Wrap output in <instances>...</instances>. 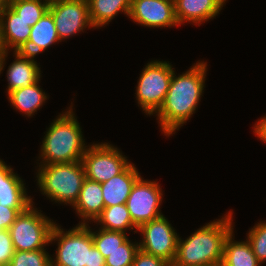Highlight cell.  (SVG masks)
I'll use <instances>...</instances> for the list:
<instances>
[{"mask_svg":"<svg viewBox=\"0 0 266 266\" xmlns=\"http://www.w3.org/2000/svg\"><path fill=\"white\" fill-rule=\"evenodd\" d=\"M86 178L103 183L120 174L129 164L116 147L108 143L93 144L82 157Z\"/></svg>","mask_w":266,"mask_h":266,"instance_id":"8","label":"cell"},{"mask_svg":"<svg viewBox=\"0 0 266 266\" xmlns=\"http://www.w3.org/2000/svg\"><path fill=\"white\" fill-rule=\"evenodd\" d=\"M233 231L224 242V251L220 266H259L261 263L254 255L248 240L235 242Z\"/></svg>","mask_w":266,"mask_h":266,"instance_id":"20","label":"cell"},{"mask_svg":"<svg viewBox=\"0 0 266 266\" xmlns=\"http://www.w3.org/2000/svg\"><path fill=\"white\" fill-rule=\"evenodd\" d=\"M170 266H176V265H174V264L172 263V264H170ZM205 266H218V265H205Z\"/></svg>","mask_w":266,"mask_h":266,"instance_id":"36","label":"cell"},{"mask_svg":"<svg viewBox=\"0 0 266 266\" xmlns=\"http://www.w3.org/2000/svg\"><path fill=\"white\" fill-rule=\"evenodd\" d=\"M26 209L27 208H12L0 204V229L9 230L20 212H23Z\"/></svg>","mask_w":266,"mask_h":266,"instance_id":"30","label":"cell"},{"mask_svg":"<svg viewBox=\"0 0 266 266\" xmlns=\"http://www.w3.org/2000/svg\"><path fill=\"white\" fill-rule=\"evenodd\" d=\"M139 250L137 243H132L129 239L110 253L105 260V266H132L136 252Z\"/></svg>","mask_w":266,"mask_h":266,"instance_id":"27","label":"cell"},{"mask_svg":"<svg viewBox=\"0 0 266 266\" xmlns=\"http://www.w3.org/2000/svg\"><path fill=\"white\" fill-rule=\"evenodd\" d=\"M46 2H48L49 4L52 3L54 0H44Z\"/></svg>","mask_w":266,"mask_h":266,"instance_id":"37","label":"cell"},{"mask_svg":"<svg viewBox=\"0 0 266 266\" xmlns=\"http://www.w3.org/2000/svg\"><path fill=\"white\" fill-rule=\"evenodd\" d=\"M91 22L96 27L108 24L119 12L129 16L132 0H88Z\"/></svg>","mask_w":266,"mask_h":266,"instance_id":"22","label":"cell"},{"mask_svg":"<svg viewBox=\"0 0 266 266\" xmlns=\"http://www.w3.org/2000/svg\"><path fill=\"white\" fill-rule=\"evenodd\" d=\"M56 26L52 14L47 11L42 18L31 27L27 45L20 51L21 53L36 56L46 50L55 42H59Z\"/></svg>","mask_w":266,"mask_h":266,"instance_id":"19","label":"cell"},{"mask_svg":"<svg viewBox=\"0 0 266 266\" xmlns=\"http://www.w3.org/2000/svg\"><path fill=\"white\" fill-rule=\"evenodd\" d=\"M226 0H174L175 16L178 24L192 22L200 24L215 17Z\"/></svg>","mask_w":266,"mask_h":266,"instance_id":"14","label":"cell"},{"mask_svg":"<svg viewBox=\"0 0 266 266\" xmlns=\"http://www.w3.org/2000/svg\"><path fill=\"white\" fill-rule=\"evenodd\" d=\"M7 54H8L7 51H0V74H1V71L3 70V68L5 66L4 64H5Z\"/></svg>","mask_w":266,"mask_h":266,"instance_id":"33","label":"cell"},{"mask_svg":"<svg viewBox=\"0 0 266 266\" xmlns=\"http://www.w3.org/2000/svg\"><path fill=\"white\" fill-rule=\"evenodd\" d=\"M0 51H7L3 42L1 23H0Z\"/></svg>","mask_w":266,"mask_h":266,"instance_id":"34","label":"cell"},{"mask_svg":"<svg viewBox=\"0 0 266 266\" xmlns=\"http://www.w3.org/2000/svg\"><path fill=\"white\" fill-rule=\"evenodd\" d=\"M26 193L23 180L0 159V204L12 208H28L34 202Z\"/></svg>","mask_w":266,"mask_h":266,"instance_id":"13","label":"cell"},{"mask_svg":"<svg viewBox=\"0 0 266 266\" xmlns=\"http://www.w3.org/2000/svg\"><path fill=\"white\" fill-rule=\"evenodd\" d=\"M132 266H170L163 258L147 254L140 249L136 252Z\"/></svg>","mask_w":266,"mask_h":266,"instance_id":"31","label":"cell"},{"mask_svg":"<svg viewBox=\"0 0 266 266\" xmlns=\"http://www.w3.org/2000/svg\"><path fill=\"white\" fill-rule=\"evenodd\" d=\"M206 70L207 63L201 61L178 77L173 71L164 102L155 113L164 135H172L195 113L205 88Z\"/></svg>","mask_w":266,"mask_h":266,"instance_id":"1","label":"cell"},{"mask_svg":"<svg viewBox=\"0 0 266 266\" xmlns=\"http://www.w3.org/2000/svg\"><path fill=\"white\" fill-rule=\"evenodd\" d=\"M137 231L144 238L138 243L141 251L163 258L170 264L174 262L179 236L164 215L142 224Z\"/></svg>","mask_w":266,"mask_h":266,"instance_id":"9","label":"cell"},{"mask_svg":"<svg viewBox=\"0 0 266 266\" xmlns=\"http://www.w3.org/2000/svg\"><path fill=\"white\" fill-rule=\"evenodd\" d=\"M14 247L9 230L0 231V266H8L14 255Z\"/></svg>","mask_w":266,"mask_h":266,"instance_id":"29","label":"cell"},{"mask_svg":"<svg viewBox=\"0 0 266 266\" xmlns=\"http://www.w3.org/2000/svg\"><path fill=\"white\" fill-rule=\"evenodd\" d=\"M72 106L58 115L46 131L41 146L40 165L82 161L86 151L85 141Z\"/></svg>","mask_w":266,"mask_h":266,"instance_id":"3","label":"cell"},{"mask_svg":"<svg viewBox=\"0 0 266 266\" xmlns=\"http://www.w3.org/2000/svg\"><path fill=\"white\" fill-rule=\"evenodd\" d=\"M97 232H92L93 242L105 259L128 240L125 232L106 229H99Z\"/></svg>","mask_w":266,"mask_h":266,"instance_id":"25","label":"cell"},{"mask_svg":"<svg viewBox=\"0 0 266 266\" xmlns=\"http://www.w3.org/2000/svg\"><path fill=\"white\" fill-rule=\"evenodd\" d=\"M139 174L134 164L130 163L120 174L101 183L104 206L126 204L135 182L141 177Z\"/></svg>","mask_w":266,"mask_h":266,"instance_id":"15","label":"cell"},{"mask_svg":"<svg viewBox=\"0 0 266 266\" xmlns=\"http://www.w3.org/2000/svg\"><path fill=\"white\" fill-rule=\"evenodd\" d=\"M73 207L80 218L82 217L79 224H87V220L95 222L105 207L101 183L85 178L79 198Z\"/></svg>","mask_w":266,"mask_h":266,"instance_id":"18","label":"cell"},{"mask_svg":"<svg viewBox=\"0 0 266 266\" xmlns=\"http://www.w3.org/2000/svg\"><path fill=\"white\" fill-rule=\"evenodd\" d=\"M38 83L39 81L29 87H22L9 92L7 95L12 106H14L13 108L29 117L34 115L48 99Z\"/></svg>","mask_w":266,"mask_h":266,"instance_id":"21","label":"cell"},{"mask_svg":"<svg viewBox=\"0 0 266 266\" xmlns=\"http://www.w3.org/2000/svg\"><path fill=\"white\" fill-rule=\"evenodd\" d=\"M162 189L155 181L140 177L134 184L126 205L133 223L139 227L163 216L160 212Z\"/></svg>","mask_w":266,"mask_h":266,"instance_id":"10","label":"cell"},{"mask_svg":"<svg viewBox=\"0 0 266 266\" xmlns=\"http://www.w3.org/2000/svg\"><path fill=\"white\" fill-rule=\"evenodd\" d=\"M129 17L147 27H172L179 25L174 0H132Z\"/></svg>","mask_w":266,"mask_h":266,"instance_id":"12","label":"cell"},{"mask_svg":"<svg viewBox=\"0 0 266 266\" xmlns=\"http://www.w3.org/2000/svg\"><path fill=\"white\" fill-rule=\"evenodd\" d=\"M101 225V229L126 232L134 230L137 226L133 223L126 204H118L104 207L101 215L95 220Z\"/></svg>","mask_w":266,"mask_h":266,"instance_id":"23","label":"cell"},{"mask_svg":"<svg viewBox=\"0 0 266 266\" xmlns=\"http://www.w3.org/2000/svg\"><path fill=\"white\" fill-rule=\"evenodd\" d=\"M60 41L87 27L94 28L89 12L88 0H54L49 4Z\"/></svg>","mask_w":266,"mask_h":266,"instance_id":"11","label":"cell"},{"mask_svg":"<svg viewBox=\"0 0 266 266\" xmlns=\"http://www.w3.org/2000/svg\"><path fill=\"white\" fill-rule=\"evenodd\" d=\"M37 208L30 205L20 212L10 226V234L15 251L44 249L50 243L52 228L56 223L48 219Z\"/></svg>","mask_w":266,"mask_h":266,"instance_id":"6","label":"cell"},{"mask_svg":"<svg viewBox=\"0 0 266 266\" xmlns=\"http://www.w3.org/2000/svg\"><path fill=\"white\" fill-rule=\"evenodd\" d=\"M254 255L260 263L266 260V222L255 225L248 233L247 237Z\"/></svg>","mask_w":266,"mask_h":266,"instance_id":"28","label":"cell"},{"mask_svg":"<svg viewBox=\"0 0 266 266\" xmlns=\"http://www.w3.org/2000/svg\"><path fill=\"white\" fill-rule=\"evenodd\" d=\"M8 266H51V256L45 249L15 251Z\"/></svg>","mask_w":266,"mask_h":266,"instance_id":"26","label":"cell"},{"mask_svg":"<svg viewBox=\"0 0 266 266\" xmlns=\"http://www.w3.org/2000/svg\"><path fill=\"white\" fill-rule=\"evenodd\" d=\"M40 191L55 202L74 206L86 178L82 161L39 165Z\"/></svg>","mask_w":266,"mask_h":266,"instance_id":"5","label":"cell"},{"mask_svg":"<svg viewBox=\"0 0 266 266\" xmlns=\"http://www.w3.org/2000/svg\"><path fill=\"white\" fill-rule=\"evenodd\" d=\"M254 132L262 141L266 142V116L261 118L254 127Z\"/></svg>","mask_w":266,"mask_h":266,"instance_id":"32","label":"cell"},{"mask_svg":"<svg viewBox=\"0 0 266 266\" xmlns=\"http://www.w3.org/2000/svg\"><path fill=\"white\" fill-rule=\"evenodd\" d=\"M173 71L169 62L156 60L147 63L143 69L136 86V99L146 114L153 115L162 106Z\"/></svg>","mask_w":266,"mask_h":266,"instance_id":"7","label":"cell"},{"mask_svg":"<svg viewBox=\"0 0 266 266\" xmlns=\"http://www.w3.org/2000/svg\"><path fill=\"white\" fill-rule=\"evenodd\" d=\"M232 212L222 219L210 222L197 229L186 240L178 237L177 252L173 264L176 266L221 265L224 242L231 231Z\"/></svg>","mask_w":266,"mask_h":266,"instance_id":"2","label":"cell"},{"mask_svg":"<svg viewBox=\"0 0 266 266\" xmlns=\"http://www.w3.org/2000/svg\"><path fill=\"white\" fill-rule=\"evenodd\" d=\"M8 6L32 27L48 11L49 3L42 0H9Z\"/></svg>","mask_w":266,"mask_h":266,"instance_id":"24","label":"cell"},{"mask_svg":"<svg viewBox=\"0 0 266 266\" xmlns=\"http://www.w3.org/2000/svg\"><path fill=\"white\" fill-rule=\"evenodd\" d=\"M15 61L7 70L8 88L7 93L22 87H29L40 81V67L34 61V56L14 51Z\"/></svg>","mask_w":266,"mask_h":266,"instance_id":"16","label":"cell"},{"mask_svg":"<svg viewBox=\"0 0 266 266\" xmlns=\"http://www.w3.org/2000/svg\"><path fill=\"white\" fill-rule=\"evenodd\" d=\"M9 0H0V12L8 6Z\"/></svg>","mask_w":266,"mask_h":266,"instance_id":"35","label":"cell"},{"mask_svg":"<svg viewBox=\"0 0 266 266\" xmlns=\"http://www.w3.org/2000/svg\"><path fill=\"white\" fill-rule=\"evenodd\" d=\"M53 241L58 242V248L51 266H105L106 260L95 247L88 224H78L66 232L55 224L50 243Z\"/></svg>","mask_w":266,"mask_h":266,"instance_id":"4","label":"cell"},{"mask_svg":"<svg viewBox=\"0 0 266 266\" xmlns=\"http://www.w3.org/2000/svg\"><path fill=\"white\" fill-rule=\"evenodd\" d=\"M3 42L6 50L21 51L28 43L31 27L9 6L0 12ZM9 48V49H8Z\"/></svg>","mask_w":266,"mask_h":266,"instance_id":"17","label":"cell"}]
</instances>
